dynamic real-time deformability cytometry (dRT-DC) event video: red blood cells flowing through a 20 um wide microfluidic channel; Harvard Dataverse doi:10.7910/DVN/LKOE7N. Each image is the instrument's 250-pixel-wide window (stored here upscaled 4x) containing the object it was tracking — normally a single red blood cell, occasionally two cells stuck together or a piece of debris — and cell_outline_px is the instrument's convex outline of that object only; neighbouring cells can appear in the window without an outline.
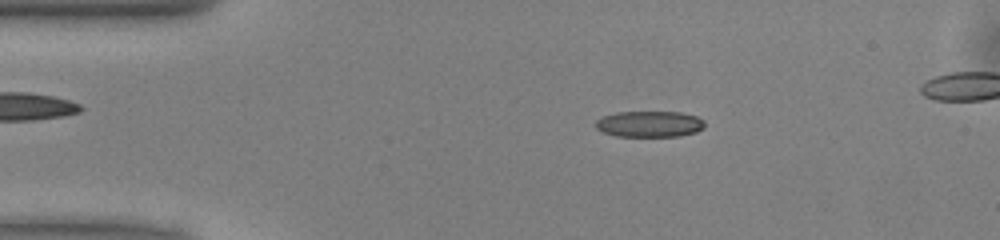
{"species": "common noctule bat (a hibernating species)", "species_latin": "Nyctalus noctula", "temperature_condition": "warm", "stored_images_in_passage": 48, "camera_frame_rate_fps": 3000, "um_per_image_px": 0.085, "animal": {"sex": "male", "body_mass_g": 13.0, "forearm_length_mm": 53.1}, "frame": {"image": 1, "passage_image": 9, "time_ms": 2.667, "image_size_px": [1000, 240], "cell_outline_px": [[704, 128], [696, 132], [680, 136], [616, 136], [604, 132], [596, 128], [596, 120], [604, 116], [616, 112], [680, 112], [696, 116], [704, 120]], "centroid_in_image_um": [55.23, 10.54], "position_along_channel_um": 29.8, "area_um2": 16.53}}
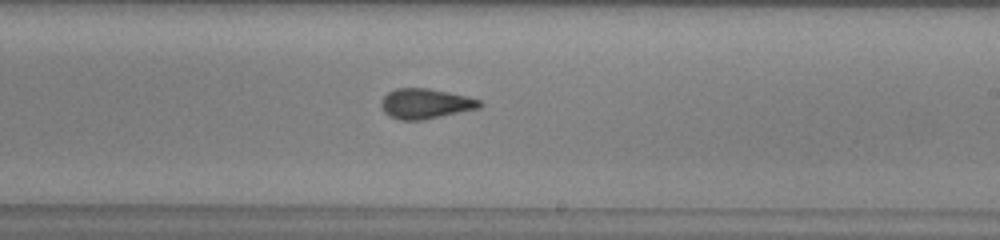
{"frame": {"image": 2, "passage_image": 29, "time_ms": 9.333, "image_size_px": [1000, 240], "cell_outline_px": [[484, 104], [480, 108], [420, 120], [400, 120], [388, 116], [384, 112], [380, 104], [384, 96], [388, 92], [396, 88], [428, 88], [468, 96], [480, 100]], "centroid_in_image_um": [36.16, 8.8], "position_along_channel_um": 252.8, "area_um2": 17.28}}
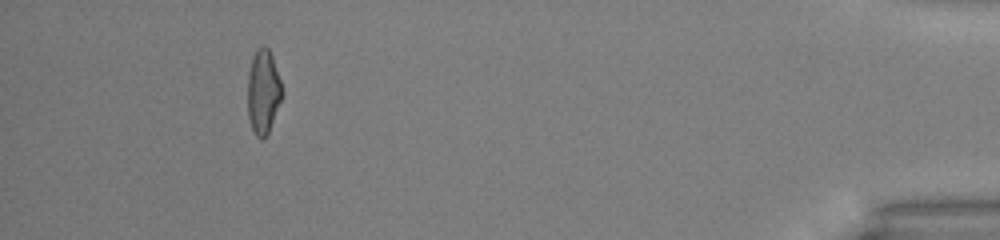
{"frame": {"image": 3, "passage_image": 46, "time_ms": 15.0, "image_size_px": [1000, 240], "cell_outline_px": [[284, 92], [268, 132], [264, 140], [260, 140], [256, 136], [252, 128], [248, 116], [248, 72], [256, 48], [264, 44], [268, 48], [272, 56]], "centroid_in_image_um": [22.37, 7.79], "position_along_channel_um": 412.8, "area_um2": 16.88}, "authors_computed_cell_mechanics": {"area_um2": 17.051, "velocity_mm_per_s": 4.0644, "shape_relaxation_time_tau1_ms": 9.672, "shape_relaxation_time_tau2_ms": 1.8741, "deformation_change_tau1": 0.2392, "deformation_change_tau2": 0.0994}}